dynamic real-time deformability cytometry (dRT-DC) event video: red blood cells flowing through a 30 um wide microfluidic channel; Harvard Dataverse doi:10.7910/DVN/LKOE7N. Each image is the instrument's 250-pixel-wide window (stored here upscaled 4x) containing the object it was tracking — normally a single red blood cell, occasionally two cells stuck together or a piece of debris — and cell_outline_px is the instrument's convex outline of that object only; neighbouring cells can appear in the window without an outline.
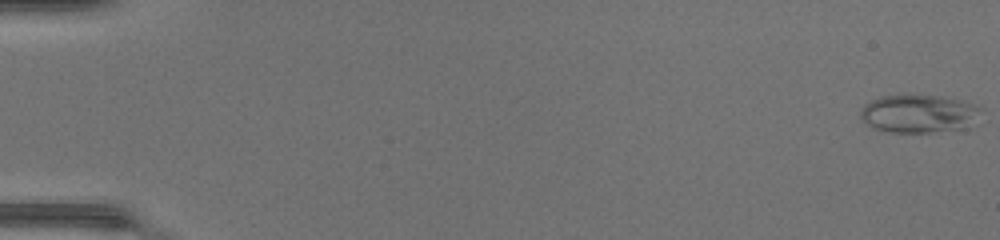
{"species": "common noctule bat (a hibernating species)", "species_latin": "Nyctalus noctula", "temperature_condition": "warm", "stored_images_in_passage": 49, "camera_frame_rate_fps": 3000, "um_per_image_px": 0.085, "animal": {"sex": "female", "body_mass_g": 17.0, "forearm_length_mm": 48.0}, "frame": {"image": 1, "passage_image": 1, "time_ms": 0.0, "image_size_px": [1000, 240], "cell_outline_px": [[980, 108], [968, 128], [928, 132], [888, 132], [876, 128], [868, 124], [860, 116], [860, 108], [864, 104], [880, 96], [900, 92], [940, 96], [964, 100], [980, 104]], "centroid_in_image_um": [78.06, 9.6], "position_along_channel_um": 6.9, "area_um2": 27.28}}
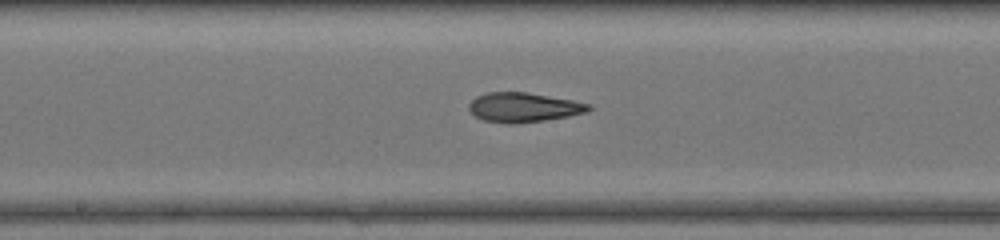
{"frame": {"image": 2, "passage_image": 27, "time_ms": 8.667, "image_size_px": [1000, 240], "cell_outline_px": [[592, 108], [588, 112], [568, 116], [544, 120], [516, 124], [508, 124], [484, 120], [476, 116], [468, 108], [468, 104], [476, 96], [488, 92], [528, 92], [572, 100], [592, 104]], "centroid_in_image_um": [44.52, 9.12], "position_along_channel_um": 203.7, "area_um2": 20.63}}
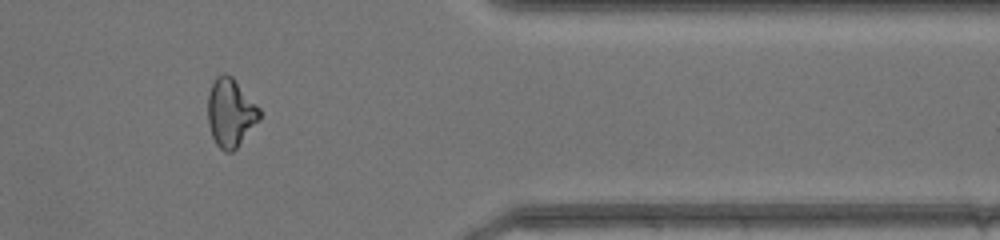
{"frame": {"image": 3, "passage_image": 41, "time_ms": 13.333, "image_size_px": [1000, 240], "cell_outline_px": [[260, 120], [236, 148], [232, 152], [224, 152], [216, 144], [212, 136], [208, 124], [208, 92], [216, 76], [224, 72], [232, 76], [260, 108]], "centroid_in_image_um": [19.59, 9.57], "position_along_channel_um": 391.8, "area_um2": 20.69}, "authors_computed_cell_mechanics": {"area_um2": 21.7328, "velocity_mm_per_s": 4.394, "shape_relaxation_time_tau1_ms": 6.2955, "shape_relaxation_time_tau2_ms": 2.2866, "deformation_change_tau1": 0.2344, "deformation_change_tau2": 0.115}}